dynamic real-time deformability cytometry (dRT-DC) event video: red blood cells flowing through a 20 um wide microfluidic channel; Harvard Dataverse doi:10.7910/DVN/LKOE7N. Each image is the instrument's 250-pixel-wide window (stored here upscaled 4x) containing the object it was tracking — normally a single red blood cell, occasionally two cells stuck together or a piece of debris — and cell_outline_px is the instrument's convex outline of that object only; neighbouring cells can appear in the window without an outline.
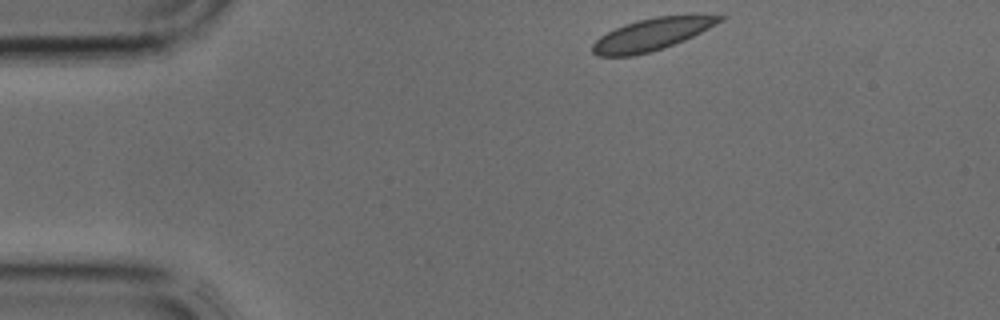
{"species": "common noctule bat (a hibernating species)", "species_latin": "Nyctalus noctula", "temperature_condition": "cold", "stored_images_in_passage": 34, "camera_frame_rate_fps": 3000, "um_per_image_px": 0.085, "animal": {"sex": "male", "body_mass_g": 17.9, "forearm_length_mm": 54.2}, "frame": {"image": 1, "passage_image": 1, "time_ms": 0.0, "image_size_px": [1000, 320], "cell_outline_px": [[724, 20], [684, 40], [664, 48], [652, 52], [632, 56], [596, 56], [592, 52], [592, 44], [600, 36], [624, 24], [656, 16], [692, 12], [724, 16]], "centroid_in_image_um": [55.47, 2.88], "position_along_channel_um": 29.5, "area_um2": 24.28}}
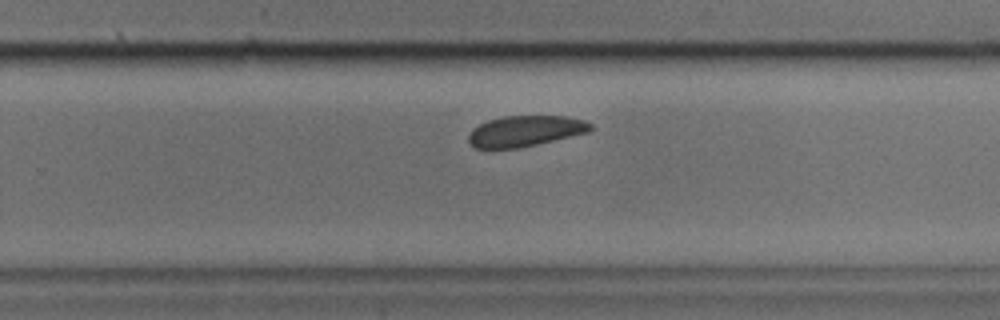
{"frame": {"image": 2, "passage_image": 20, "time_ms": 6.333, "image_size_px": [1000, 320], "cell_outline_px": [[592, 128], [588, 132], [520, 148], [476, 148], [468, 140], [468, 136], [472, 128], [488, 120], [504, 116], [568, 116], [584, 120], [592, 124]], "centroid_in_image_um": [44.64, 11.13], "position_along_channel_um": 285.2, "area_um2": 21.79}}
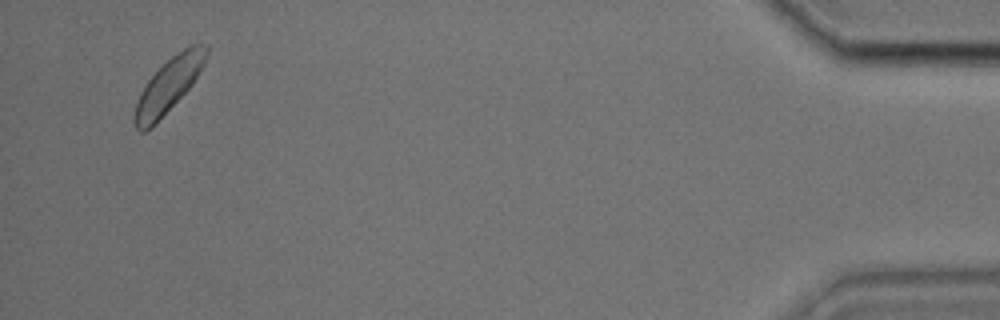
{"frame": {"image": 3, "passage_image": 33, "time_ms": 10.667, "image_size_px": [1000, 320], "cell_outline_px": [[208, 56], [204, 64], [192, 84], [144, 132], [140, 132], [136, 128], [132, 120], [136, 104], [140, 92], [148, 80], [176, 52], [192, 44], [208, 44]], "centroid_in_image_um": [14.34, 7.19], "position_along_channel_um": 420.9, "area_um2": 21.73}}